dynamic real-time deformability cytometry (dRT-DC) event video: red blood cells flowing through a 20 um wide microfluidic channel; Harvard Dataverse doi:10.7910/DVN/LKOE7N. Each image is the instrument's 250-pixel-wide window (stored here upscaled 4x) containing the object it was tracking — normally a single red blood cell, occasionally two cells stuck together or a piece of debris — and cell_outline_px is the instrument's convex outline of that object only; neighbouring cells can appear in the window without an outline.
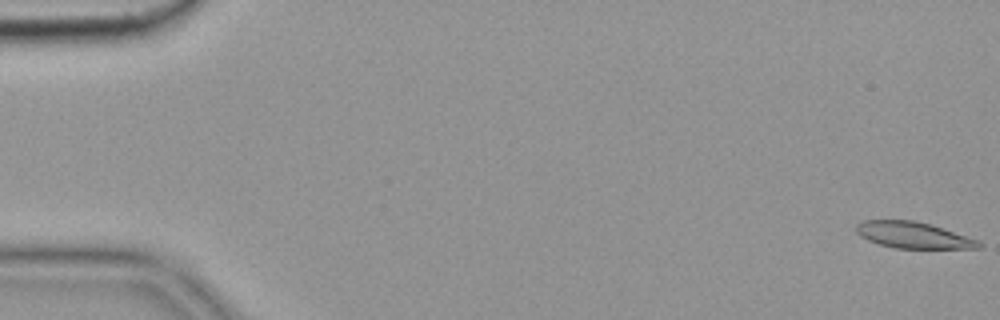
{"species": "common noctule bat (a hibernating species)", "species_latin": "Nyctalus noctula", "temperature_condition": "cold", "stored_images_in_passage": 56, "camera_frame_rate_fps": 3000, "um_per_image_px": 0.085, "animal": {"sex": "female", "body_mass_g": 19.9}, "frame": {"image": 1, "passage_image": 1, "time_ms": 0.0, "image_size_px": [1000, 320], "cell_outline_px": [[984, 244], [980, 248], [896, 248], [880, 244], [868, 240], [860, 236], [856, 232], [856, 224], [864, 220], [916, 220], [932, 224], [980, 240]], "centroid_in_image_um": [77.66, 19.97], "position_along_channel_um": 7.3, "area_um2": 18.96}}
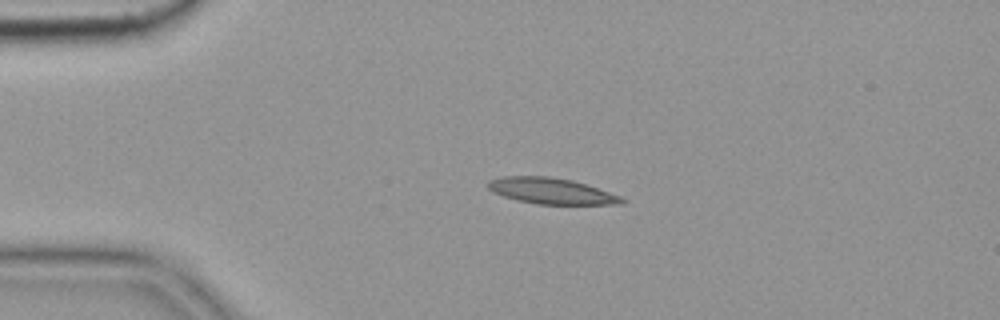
{"frame": {"image": 2, "passage_image": 13, "time_ms": 4.0, "image_size_px": [1000, 320], "cell_outline_px": [[628, 200], [624, 204], [536, 204], [516, 200], [492, 192], [488, 188], [488, 180], [500, 176], [548, 176], [572, 180], [588, 184], [620, 196]], "centroid_in_image_um": [46.87, 16.23], "position_along_channel_um": 38.1, "area_um2": 20.46}}
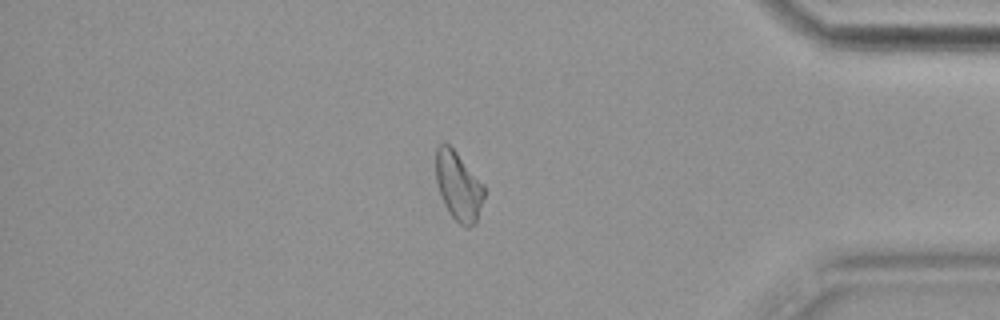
{"frame": {"image": 3, "passage_image": 48, "time_ms": 15.667, "image_size_px": [1000, 320], "cell_outline_px": [[484, 196], [476, 220], [468, 228], [460, 224], [448, 212], [444, 204], [436, 180], [436, 148], [440, 144], [448, 144], [456, 152], [484, 184]], "centroid_in_image_um": [38.96, 15.81], "position_along_channel_um": 396.2, "area_um2": 18.96}}